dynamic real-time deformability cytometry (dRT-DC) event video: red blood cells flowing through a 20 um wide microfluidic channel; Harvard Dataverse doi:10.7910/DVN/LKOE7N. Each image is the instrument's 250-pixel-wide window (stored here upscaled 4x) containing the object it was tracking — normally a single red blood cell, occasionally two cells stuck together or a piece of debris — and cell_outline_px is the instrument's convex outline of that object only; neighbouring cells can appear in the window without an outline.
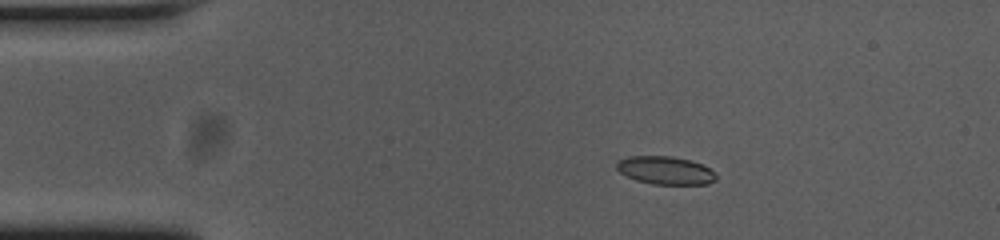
{"species": "common noctule bat (a hibernating species)", "species_latin": "Nyctalus noctula", "temperature_condition": "cold", "stored_images_in_passage": 54, "camera_frame_rate_fps": 3000, "um_per_image_px": 0.085, "animal": {"sex": "female", "body_mass_g": 23.0, "forearm_length_mm": 53.4}, "frame": {"image": 1, "passage_image": 9, "time_ms": 2.667, "image_size_px": [1000, 240], "cell_outline_px": [[716, 180], [708, 184], [652, 184], [636, 180], [620, 172], [616, 168], [616, 164], [620, 160], [628, 156], [672, 156], [692, 160], [708, 168], [716, 176]], "centroid_in_image_um": [56.55, 14.48], "position_along_channel_um": 28.5, "area_um2": 16.13}}
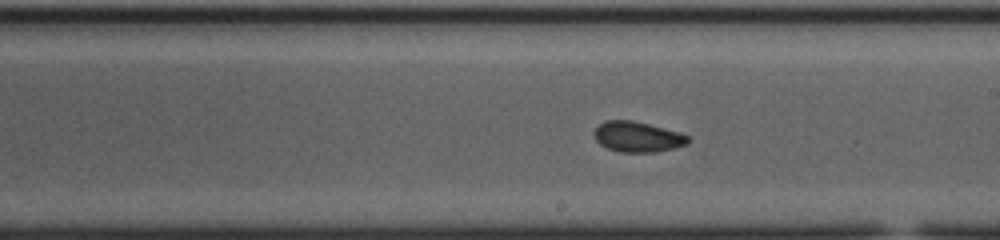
{"frame": {"image": 2, "passage_image": 30, "time_ms": 9.667, "image_size_px": [1000, 240], "cell_outline_px": [[688, 144], [656, 152], [620, 152], [608, 148], [600, 144], [596, 140], [592, 132], [604, 120], [632, 120], [680, 132], [688, 136]], "centroid_in_image_um": [54.16, 11.62], "position_along_channel_um": 234.8, "area_um2": 16.59}}
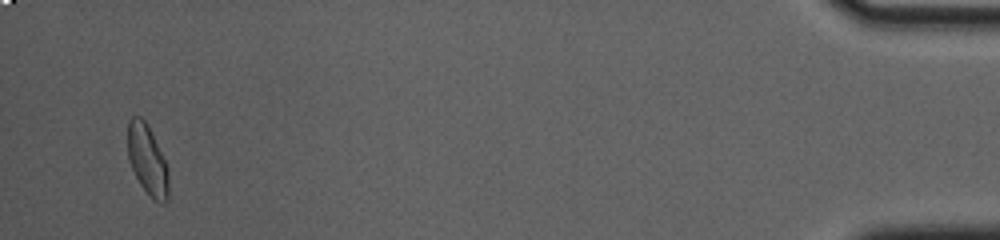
{"frame": {"image": 3, "passage_image": 52, "time_ms": 17.0, "image_size_px": [1000, 240], "cell_outline_px": [[168, 200], [152, 200], [140, 184], [128, 160], [128, 120], [132, 116], [140, 116], [148, 124], [168, 168]], "centroid_in_image_um": [12.51, 13.56], "position_along_channel_um": 422.7, "area_um2": 16.53}, "authors_computed_cell_mechanics": {"area_um2": 16.473, "velocity_mm_per_s": 3.7392, "shape_relaxation_time_tau1_ms": 2.6504, "shape_relaxation_time_tau2_ms": 2.6249, "deformation_change_tau1": 0.104, "deformation_change_tau2": 0.0725}}